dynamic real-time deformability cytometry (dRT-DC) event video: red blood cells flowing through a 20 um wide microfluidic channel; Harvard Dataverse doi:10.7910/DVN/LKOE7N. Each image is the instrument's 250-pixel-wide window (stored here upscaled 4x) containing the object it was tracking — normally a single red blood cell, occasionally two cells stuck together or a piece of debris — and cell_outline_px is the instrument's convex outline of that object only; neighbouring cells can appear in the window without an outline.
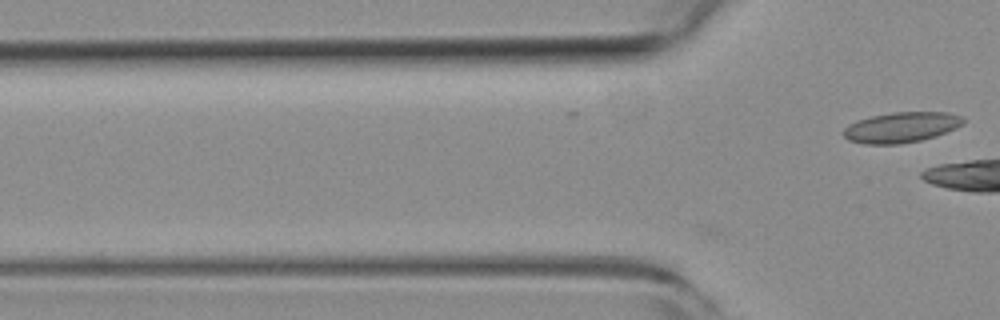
{"species": "common noctule bat (a hibernating species)", "species_latin": "Nyctalus noctula", "temperature_condition": "room temperature", "stored_images_in_passage": 11, "camera_frame_rate_fps": 3000, "um_per_image_px": 0.085, "animal": {"sex": "female", "body_mass_g": 19.3, "forearm_length_mm": 54.1}, "frame": {"image": 1, "passage_image": 11, "time_ms": 3.333, "image_size_px": [1000, 320], "cell_outline_px": [[964, 120], [956, 128], [936, 136], [920, 140], [900, 144], [864, 144], [848, 140], [840, 132], [848, 124], [856, 120], [872, 116], [892, 112], [948, 112], [964, 116]], "centroid_in_image_um": [76.57, 10.82], "position_along_channel_um": 49.2, "area_um2": 21.39}}